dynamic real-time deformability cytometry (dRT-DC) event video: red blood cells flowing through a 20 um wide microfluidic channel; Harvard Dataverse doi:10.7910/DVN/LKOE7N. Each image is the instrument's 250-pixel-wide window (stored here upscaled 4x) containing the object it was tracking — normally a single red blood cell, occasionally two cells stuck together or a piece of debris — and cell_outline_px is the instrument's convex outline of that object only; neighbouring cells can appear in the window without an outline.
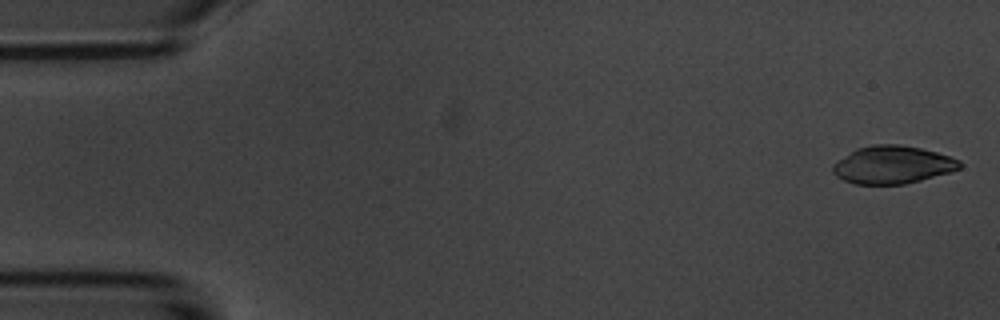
{"species": "common noctule bat (a hibernating species)", "species_latin": "Nyctalus noctula", "temperature_condition": "room temperature", "stored_images_in_passage": 53, "camera_frame_rate_fps": 3000, "um_per_image_px": 0.085, "animal": {"sex": "male", "body_mass_g": 20.1, "forearm_length_mm": 53.5}, "frame": {"image": 1, "passage_image": 1, "time_ms": 0.0, "image_size_px": [1000, 320], "cell_outline_px": [[964, 164], [960, 168], [952, 172], [904, 184], [856, 184], [844, 180], [836, 176], [832, 172], [832, 164], [836, 160], [856, 148], [872, 144], [900, 144], [920, 148], [936, 152], [960, 160]], "centroid_in_image_um": [75.85, 14.0], "position_along_channel_um": 9.1, "area_um2": 28.15}}
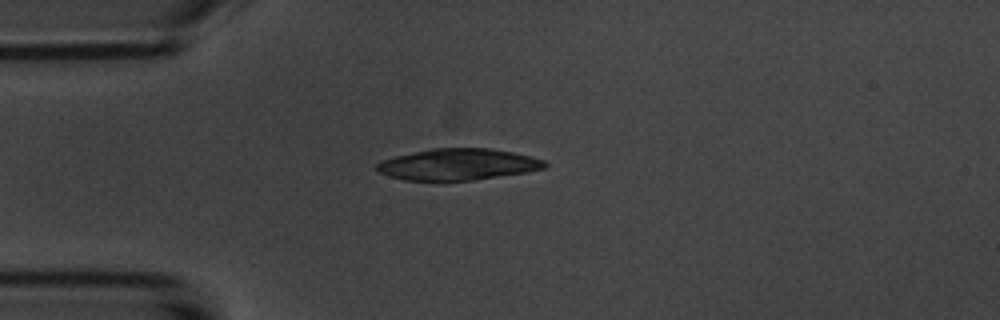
{"frame": {"image": 2, "passage_image": 13, "time_ms": 4.0, "image_size_px": [1000, 320], "cell_outline_px": [[548, 164], [544, 168], [528, 172], [472, 180], [404, 180], [380, 172], [372, 168], [380, 160], [396, 156], [432, 148], [492, 148], [512, 152], [544, 160]], "centroid_in_image_um": [38.91, 13.97], "position_along_channel_um": 46.1, "area_um2": 30.58}}